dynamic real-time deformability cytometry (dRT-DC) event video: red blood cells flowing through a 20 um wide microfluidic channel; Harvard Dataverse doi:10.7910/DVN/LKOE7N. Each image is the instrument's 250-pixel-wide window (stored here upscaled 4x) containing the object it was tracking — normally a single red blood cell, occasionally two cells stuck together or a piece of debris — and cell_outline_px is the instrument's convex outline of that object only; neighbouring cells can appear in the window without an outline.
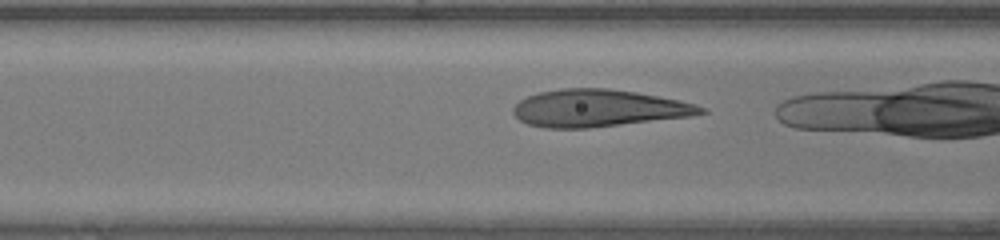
{"species": "human", "species_latin": "Homo sapiens", "temperature_condition": "warm", "stored_images_in_passage": 30, "camera_frame_rate_fps": 3000, "um_per_image_px": 0.085, "donor": {"sex": "female"}, "frame": {"image": 1, "passage_image": 12, "time_ms": 3.667, "image_size_px": [1000, 240], "cell_outline_px": [[708, 112], [692, 116], [588, 128], [544, 128], [528, 124], [520, 120], [512, 112], [512, 108], [520, 100], [528, 96], [540, 92], [560, 88], [608, 88], [636, 92], [680, 100], [696, 104], [708, 108]], "centroid_in_image_um": [50.89, 9.19], "position_along_channel_um": 115.7, "area_um2": 40.81}}
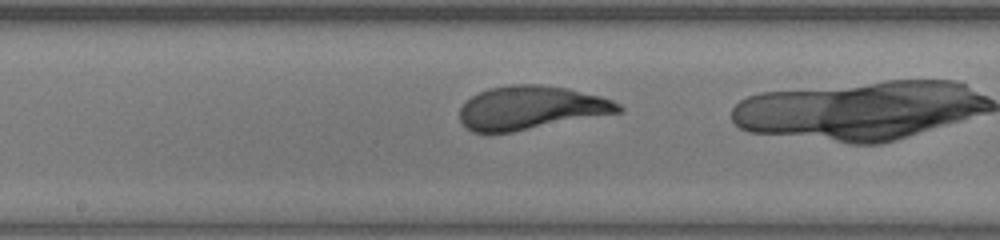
{"frame": {"image": 2, "passage_image": 18, "time_ms": 5.667, "image_size_px": [1000, 240], "cell_outline_px": [[624, 112], [512, 132], [472, 132], [460, 120], [460, 108], [464, 100], [488, 88], [508, 84], [540, 84], [568, 88], [600, 96], [612, 100], [620, 104], [624, 108]], "centroid_in_image_um": [45.15, 9.15], "position_along_channel_um": 203.0, "area_um2": 40.52}}
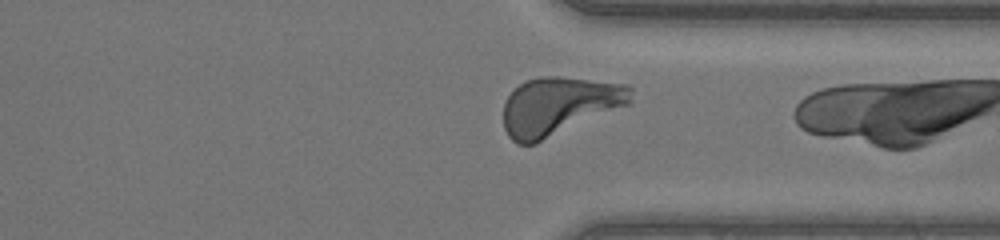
{"frame": {"image": 3, "passage_image": 29, "time_ms": 9.333, "image_size_px": [1000, 240], "cell_outline_px": [[632, 100], [628, 104], [536, 144], [516, 144], [508, 136], [504, 128], [504, 104], [508, 96], [520, 84], [528, 80], [540, 76], [556, 76], [628, 84], [632, 88]], "centroid_in_image_um": [47.51, 9.01], "position_along_channel_um": 363.9, "area_um2": 43.0}}